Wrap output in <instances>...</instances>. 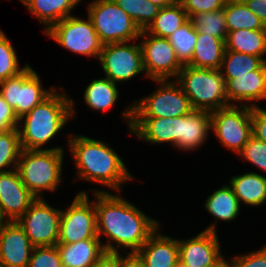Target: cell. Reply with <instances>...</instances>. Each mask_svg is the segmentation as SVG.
<instances>
[{
	"mask_svg": "<svg viewBox=\"0 0 266 267\" xmlns=\"http://www.w3.org/2000/svg\"><path fill=\"white\" fill-rule=\"evenodd\" d=\"M94 193L98 199L94 202L98 237L105 234L118 247L137 252L158 228V222L121 197L106 191Z\"/></svg>",
	"mask_w": 266,
	"mask_h": 267,
	"instance_id": "1",
	"label": "cell"
},
{
	"mask_svg": "<svg viewBox=\"0 0 266 267\" xmlns=\"http://www.w3.org/2000/svg\"><path fill=\"white\" fill-rule=\"evenodd\" d=\"M71 136L68 144L79 171L78 177L117 191L124 181L133 179L121 158L108 144L86 136Z\"/></svg>",
	"mask_w": 266,
	"mask_h": 267,
	"instance_id": "2",
	"label": "cell"
},
{
	"mask_svg": "<svg viewBox=\"0 0 266 267\" xmlns=\"http://www.w3.org/2000/svg\"><path fill=\"white\" fill-rule=\"evenodd\" d=\"M74 102L55 91L30 112L22 116V131L18 128L22 149H41L74 115Z\"/></svg>",
	"mask_w": 266,
	"mask_h": 267,
	"instance_id": "3",
	"label": "cell"
},
{
	"mask_svg": "<svg viewBox=\"0 0 266 267\" xmlns=\"http://www.w3.org/2000/svg\"><path fill=\"white\" fill-rule=\"evenodd\" d=\"M176 81L189 98L193 110L208 112L232 105L228 103L226 80L221 70L184 65Z\"/></svg>",
	"mask_w": 266,
	"mask_h": 267,
	"instance_id": "4",
	"label": "cell"
},
{
	"mask_svg": "<svg viewBox=\"0 0 266 267\" xmlns=\"http://www.w3.org/2000/svg\"><path fill=\"white\" fill-rule=\"evenodd\" d=\"M62 147L22 149L17 171L26 188L38 198L42 190L55 191L61 182Z\"/></svg>",
	"mask_w": 266,
	"mask_h": 267,
	"instance_id": "5",
	"label": "cell"
},
{
	"mask_svg": "<svg viewBox=\"0 0 266 267\" xmlns=\"http://www.w3.org/2000/svg\"><path fill=\"white\" fill-rule=\"evenodd\" d=\"M154 81L160 83L159 89L124 111L123 117L129 119V129L132 118H175L193 110L189 98L177 81L175 83L168 82V79Z\"/></svg>",
	"mask_w": 266,
	"mask_h": 267,
	"instance_id": "6",
	"label": "cell"
},
{
	"mask_svg": "<svg viewBox=\"0 0 266 267\" xmlns=\"http://www.w3.org/2000/svg\"><path fill=\"white\" fill-rule=\"evenodd\" d=\"M88 17L103 45L128 43L140 36L139 27L113 0L91 2L88 7Z\"/></svg>",
	"mask_w": 266,
	"mask_h": 267,
	"instance_id": "7",
	"label": "cell"
},
{
	"mask_svg": "<svg viewBox=\"0 0 266 267\" xmlns=\"http://www.w3.org/2000/svg\"><path fill=\"white\" fill-rule=\"evenodd\" d=\"M239 108H242L239 109ZM229 105L211 112V129L227 148L239 153L252 136V107Z\"/></svg>",
	"mask_w": 266,
	"mask_h": 267,
	"instance_id": "8",
	"label": "cell"
},
{
	"mask_svg": "<svg viewBox=\"0 0 266 267\" xmlns=\"http://www.w3.org/2000/svg\"><path fill=\"white\" fill-rule=\"evenodd\" d=\"M0 85V95L13 108L18 119L55 91L53 88L42 89L39 76L29 65L17 76L1 81Z\"/></svg>",
	"mask_w": 266,
	"mask_h": 267,
	"instance_id": "9",
	"label": "cell"
},
{
	"mask_svg": "<svg viewBox=\"0 0 266 267\" xmlns=\"http://www.w3.org/2000/svg\"><path fill=\"white\" fill-rule=\"evenodd\" d=\"M45 34L75 53L99 58L102 51L103 44L89 17L86 21L68 16L53 25Z\"/></svg>",
	"mask_w": 266,
	"mask_h": 267,
	"instance_id": "10",
	"label": "cell"
},
{
	"mask_svg": "<svg viewBox=\"0 0 266 267\" xmlns=\"http://www.w3.org/2000/svg\"><path fill=\"white\" fill-rule=\"evenodd\" d=\"M88 198L82 191L66 211H61L57 244H72L98 237L95 204L90 203Z\"/></svg>",
	"mask_w": 266,
	"mask_h": 267,
	"instance_id": "11",
	"label": "cell"
},
{
	"mask_svg": "<svg viewBox=\"0 0 266 267\" xmlns=\"http://www.w3.org/2000/svg\"><path fill=\"white\" fill-rule=\"evenodd\" d=\"M61 210L54 209L38 197L17 220L31 244L35 246L56 245L59 238Z\"/></svg>",
	"mask_w": 266,
	"mask_h": 267,
	"instance_id": "12",
	"label": "cell"
},
{
	"mask_svg": "<svg viewBox=\"0 0 266 267\" xmlns=\"http://www.w3.org/2000/svg\"><path fill=\"white\" fill-rule=\"evenodd\" d=\"M151 36L148 38L145 30L139 36L144 37L140 47L146 76L153 80H166L171 76L177 78L184 65L177 58L168 38Z\"/></svg>",
	"mask_w": 266,
	"mask_h": 267,
	"instance_id": "13",
	"label": "cell"
},
{
	"mask_svg": "<svg viewBox=\"0 0 266 267\" xmlns=\"http://www.w3.org/2000/svg\"><path fill=\"white\" fill-rule=\"evenodd\" d=\"M127 42L105 44L100 52L106 78L114 83L130 80L145 71L140 44L128 45Z\"/></svg>",
	"mask_w": 266,
	"mask_h": 267,
	"instance_id": "14",
	"label": "cell"
},
{
	"mask_svg": "<svg viewBox=\"0 0 266 267\" xmlns=\"http://www.w3.org/2000/svg\"><path fill=\"white\" fill-rule=\"evenodd\" d=\"M179 260L190 267H220L224 262L220 254L215 224L196 237L178 241Z\"/></svg>",
	"mask_w": 266,
	"mask_h": 267,
	"instance_id": "15",
	"label": "cell"
},
{
	"mask_svg": "<svg viewBox=\"0 0 266 267\" xmlns=\"http://www.w3.org/2000/svg\"><path fill=\"white\" fill-rule=\"evenodd\" d=\"M37 199L23 184L15 168L0 173V221H17Z\"/></svg>",
	"mask_w": 266,
	"mask_h": 267,
	"instance_id": "16",
	"label": "cell"
},
{
	"mask_svg": "<svg viewBox=\"0 0 266 267\" xmlns=\"http://www.w3.org/2000/svg\"><path fill=\"white\" fill-rule=\"evenodd\" d=\"M33 247L17 221H0L1 267H28Z\"/></svg>",
	"mask_w": 266,
	"mask_h": 267,
	"instance_id": "17",
	"label": "cell"
},
{
	"mask_svg": "<svg viewBox=\"0 0 266 267\" xmlns=\"http://www.w3.org/2000/svg\"><path fill=\"white\" fill-rule=\"evenodd\" d=\"M100 242V238L95 237L72 244H56L63 267H91L104 254L119 252L111 242Z\"/></svg>",
	"mask_w": 266,
	"mask_h": 267,
	"instance_id": "18",
	"label": "cell"
},
{
	"mask_svg": "<svg viewBox=\"0 0 266 267\" xmlns=\"http://www.w3.org/2000/svg\"><path fill=\"white\" fill-rule=\"evenodd\" d=\"M226 80V93L229 100L258 101L266 99V62L250 74L234 75V79Z\"/></svg>",
	"mask_w": 266,
	"mask_h": 267,
	"instance_id": "19",
	"label": "cell"
},
{
	"mask_svg": "<svg viewBox=\"0 0 266 267\" xmlns=\"http://www.w3.org/2000/svg\"><path fill=\"white\" fill-rule=\"evenodd\" d=\"M156 232L157 229L149 236L137 253L146 267H176L179 260L178 240Z\"/></svg>",
	"mask_w": 266,
	"mask_h": 267,
	"instance_id": "20",
	"label": "cell"
},
{
	"mask_svg": "<svg viewBox=\"0 0 266 267\" xmlns=\"http://www.w3.org/2000/svg\"><path fill=\"white\" fill-rule=\"evenodd\" d=\"M131 132L151 143L179 142V116L175 118H132Z\"/></svg>",
	"mask_w": 266,
	"mask_h": 267,
	"instance_id": "21",
	"label": "cell"
},
{
	"mask_svg": "<svg viewBox=\"0 0 266 267\" xmlns=\"http://www.w3.org/2000/svg\"><path fill=\"white\" fill-rule=\"evenodd\" d=\"M211 129V113L204 110H192L179 116V142L175 145L182 150L198 148Z\"/></svg>",
	"mask_w": 266,
	"mask_h": 267,
	"instance_id": "22",
	"label": "cell"
},
{
	"mask_svg": "<svg viewBox=\"0 0 266 267\" xmlns=\"http://www.w3.org/2000/svg\"><path fill=\"white\" fill-rule=\"evenodd\" d=\"M225 41L220 38L197 32L196 46L188 66L204 69H220Z\"/></svg>",
	"mask_w": 266,
	"mask_h": 267,
	"instance_id": "23",
	"label": "cell"
},
{
	"mask_svg": "<svg viewBox=\"0 0 266 267\" xmlns=\"http://www.w3.org/2000/svg\"><path fill=\"white\" fill-rule=\"evenodd\" d=\"M38 20L46 26L47 32L57 22L70 15L79 0H21Z\"/></svg>",
	"mask_w": 266,
	"mask_h": 267,
	"instance_id": "24",
	"label": "cell"
},
{
	"mask_svg": "<svg viewBox=\"0 0 266 267\" xmlns=\"http://www.w3.org/2000/svg\"><path fill=\"white\" fill-rule=\"evenodd\" d=\"M225 50H232L260 57L266 53V30L240 29L227 33Z\"/></svg>",
	"mask_w": 266,
	"mask_h": 267,
	"instance_id": "25",
	"label": "cell"
},
{
	"mask_svg": "<svg viewBox=\"0 0 266 267\" xmlns=\"http://www.w3.org/2000/svg\"><path fill=\"white\" fill-rule=\"evenodd\" d=\"M230 184L240 204L243 201L250 206H259L266 201L265 176L245 173L232 177Z\"/></svg>",
	"mask_w": 266,
	"mask_h": 267,
	"instance_id": "26",
	"label": "cell"
},
{
	"mask_svg": "<svg viewBox=\"0 0 266 267\" xmlns=\"http://www.w3.org/2000/svg\"><path fill=\"white\" fill-rule=\"evenodd\" d=\"M189 20L179 1L173 5L160 8L150 25L145 29L146 35L169 38L176 30Z\"/></svg>",
	"mask_w": 266,
	"mask_h": 267,
	"instance_id": "27",
	"label": "cell"
},
{
	"mask_svg": "<svg viewBox=\"0 0 266 267\" xmlns=\"http://www.w3.org/2000/svg\"><path fill=\"white\" fill-rule=\"evenodd\" d=\"M207 211L222 221H232L238 216L240 202L232 187L223 186L213 192L205 203Z\"/></svg>",
	"mask_w": 266,
	"mask_h": 267,
	"instance_id": "28",
	"label": "cell"
},
{
	"mask_svg": "<svg viewBox=\"0 0 266 267\" xmlns=\"http://www.w3.org/2000/svg\"><path fill=\"white\" fill-rule=\"evenodd\" d=\"M118 95L116 83L107 78L95 79L87 86L84 99L92 109L103 111L114 105Z\"/></svg>",
	"mask_w": 266,
	"mask_h": 267,
	"instance_id": "29",
	"label": "cell"
},
{
	"mask_svg": "<svg viewBox=\"0 0 266 267\" xmlns=\"http://www.w3.org/2000/svg\"><path fill=\"white\" fill-rule=\"evenodd\" d=\"M189 20L198 33L226 41L228 28L226 24L225 5L216 11L194 13L189 17Z\"/></svg>",
	"mask_w": 266,
	"mask_h": 267,
	"instance_id": "30",
	"label": "cell"
},
{
	"mask_svg": "<svg viewBox=\"0 0 266 267\" xmlns=\"http://www.w3.org/2000/svg\"><path fill=\"white\" fill-rule=\"evenodd\" d=\"M264 61L255 55L225 50L220 70L225 79H234V75L250 74V71L257 70Z\"/></svg>",
	"mask_w": 266,
	"mask_h": 267,
	"instance_id": "31",
	"label": "cell"
},
{
	"mask_svg": "<svg viewBox=\"0 0 266 267\" xmlns=\"http://www.w3.org/2000/svg\"><path fill=\"white\" fill-rule=\"evenodd\" d=\"M228 32L246 30H266L265 25L245 3L225 5Z\"/></svg>",
	"mask_w": 266,
	"mask_h": 267,
	"instance_id": "32",
	"label": "cell"
},
{
	"mask_svg": "<svg viewBox=\"0 0 266 267\" xmlns=\"http://www.w3.org/2000/svg\"><path fill=\"white\" fill-rule=\"evenodd\" d=\"M168 40L174 48L179 61L183 65H187L192 59L197 41V30L193 27L192 22L188 20Z\"/></svg>",
	"mask_w": 266,
	"mask_h": 267,
	"instance_id": "33",
	"label": "cell"
},
{
	"mask_svg": "<svg viewBox=\"0 0 266 267\" xmlns=\"http://www.w3.org/2000/svg\"><path fill=\"white\" fill-rule=\"evenodd\" d=\"M135 22L139 29L145 30L158 14L160 7L150 0H113Z\"/></svg>",
	"mask_w": 266,
	"mask_h": 267,
	"instance_id": "34",
	"label": "cell"
},
{
	"mask_svg": "<svg viewBox=\"0 0 266 267\" xmlns=\"http://www.w3.org/2000/svg\"><path fill=\"white\" fill-rule=\"evenodd\" d=\"M22 151L18 128L0 132V173L8 172L2 168L12 163L17 167Z\"/></svg>",
	"mask_w": 266,
	"mask_h": 267,
	"instance_id": "35",
	"label": "cell"
},
{
	"mask_svg": "<svg viewBox=\"0 0 266 267\" xmlns=\"http://www.w3.org/2000/svg\"><path fill=\"white\" fill-rule=\"evenodd\" d=\"M16 55L10 41L0 30V82L17 76L28 66L27 64L23 69H20Z\"/></svg>",
	"mask_w": 266,
	"mask_h": 267,
	"instance_id": "36",
	"label": "cell"
},
{
	"mask_svg": "<svg viewBox=\"0 0 266 267\" xmlns=\"http://www.w3.org/2000/svg\"><path fill=\"white\" fill-rule=\"evenodd\" d=\"M31 253L28 267H63L56 245L35 246Z\"/></svg>",
	"mask_w": 266,
	"mask_h": 267,
	"instance_id": "37",
	"label": "cell"
},
{
	"mask_svg": "<svg viewBox=\"0 0 266 267\" xmlns=\"http://www.w3.org/2000/svg\"><path fill=\"white\" fill-rule=\"evenodd\" d=\"M247 161L266 171V143L253 135L239 152Z\"/></svg>",
	"mask_w": 266,
	"mask_h": 267,
	"instance_id": "38",
	"label": "cell"
},
{
	"mask_svg": "<svg viewBox=\"0 0 266 267\" xmlns=\"http://www.w3.org/2000/svg\"><path fill=\"white\" fill-rule=\"evenodd\" d=\"M188 17L194 13L212 12L224 7L223 0H178Z\"/></svg>",
	"mask_w": 266,
	"mask_h": 267,
	"instance_id": "39",
	"label": "cell"
},
{
	"mask_svg": "<svg viewBox=\"0 0 266 267\" xmlns=\"http://www.w3.org/2000/svg\"><path fill=\"white\" fill-rule=\"evenodd\" d=\"M232 263L226 261L227 267H266V246L259 251L248 253L244 256H237L231 260Z\"/></svg>",
	"mask_w": 266,
	"mask_h": 267,
	"instance_id": "40",
	"label": "cell"
},
{
	"mask_svg": "<svg viewBox=\"0 0 266 267\" xmlns=\"http://www.w3.org/2000/svg\"><path fill=\"white\" fill-rule=\"evenodd\" d=\"M252 135L266 143V110L252 104Z\"/></svg>",
	"mask_w": 266,
	"mask_h": 267,
	"instance_id": "41",
	"label": "cell"
},
{
	"mask_svg": "<svg viewBox=\"0 0 266 267\" xmlns=\"http://www.w3.org/2000/svg\"><path fill=\"white\" fill-rule=\"evenodd\" d=\"M19 119L13 108L0 95V132L18 128Z\"/></svg>",
	"mask_w": 266,
	"mask_h": 267,
	"instance_id": "42",
	"label": "cell"
},
{
	"mask_svg": "<svg viewBox=\"0 0 266 267\" xmlns=\"http://www.w3.org/2000/svg\"><path fill=\"white\" fill-rule=\"evenodd\" d=\"M116 267H146L144 261L137 252H129L126 257L122 258L118 252H115Z\"/></svg>",
	"mask_w": 266,
	"mask_h": 267,
	"instance_id": "43",
	"label": "cell"
},
{
	"mask_svg": "<svg viewBox=\"0 0 266 267\" xmlns=\"http://www.w3.org/2000/svg\"><path fill=\"white\" fill-rule=\"evenodd\" d=\"M245 4L266 27V0H247Z\"/></svg>",
	"mask_w": 266,
	"mask_h": 267,
	"instance_id": "44",
	"label": "cell"
},
{
	"mask_svg": "<svg viewBox=\"0 0 266 267\" xmlns=\"http://www.w3.org/2000/svg\"><path fill=\"white\" fill-rule=\"evenodd\" d=\"M91 267H116L115 266V253L104 254Z\"/></svg>",
	"mask_w": 266,
	"mask_h": 267,
	"instance_id": "45",
	"label": "cell"
},
{
	"mask_svg": "<svg viewBox=\"0 0 266 267\" xmlns=\"http://www.w3.org/2000/svg\"><path fill=\"white\" fill-rule=\"evenodd\" d=\"M153 4L159 6L160 8L173 5L178 0H150Z\"/></svg>",
	"mask_w": 266,
	"mask_h": 267,
	"instance_id": "46",
	"label": "cell"
},
{
	"mask_svg": "<svg viewBox=\"0 0 266 267\" xmlns=\"http://www.w3.org/2000/svg\"><path fill=\"white\" fill-rule=\"evenodd\" d=\"M247 0H223L225 5L227 4H239V3H246Z\"/></svg>",
	"mask_w": 266,
	"mask_h": 267,
	"instance_id": "47",
	"label": "cell"
},
{
	"mask_svg": "<svg viewBox=\"0 0 266 267\" xmlns=\"http://www.w3.org/2000/svg\"><path fill=\"white\" fill-rule=\"evenodd\" d=\"M176 267H190V266H188V265L184 264L183 262H181L180 260H178L176 263Z\"/></svg>",
	"mask_w": 266,
	"mask_h": 267,
	"instance_id": "48",
	"label": "cell"
},
{
	"mask_svg": "<svg viewBox=\"0 0 266 267\" xmlns=\"http://www.w3.org/2000/svg\"><path fill=\"white\" fill-rule=\"evenodd\" d=\"M220 267H227L226 266V261Z\"/></svg>",
	"mask_w": 266,
	"mask_h": 267,
	"instance_id": "49",
	"label": "cell"
}]
</instances>
